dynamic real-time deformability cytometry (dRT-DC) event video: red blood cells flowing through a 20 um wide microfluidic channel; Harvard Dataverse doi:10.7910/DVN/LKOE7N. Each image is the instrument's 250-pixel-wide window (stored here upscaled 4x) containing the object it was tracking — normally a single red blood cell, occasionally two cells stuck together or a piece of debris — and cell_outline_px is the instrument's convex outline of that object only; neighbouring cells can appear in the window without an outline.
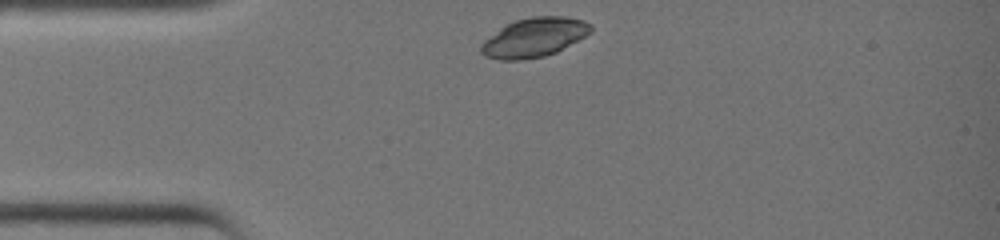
{"species": "common noctule bat (a hibernating species)", "species_latin": "Nyctalus noctula", "temperature_condition": "warm", "stored_images_in_passage": 24, "camera_frame_rate_fps": 3000, "um_per_image_px": 0.085, "animal": {"sex": "female", "body_mass_g": 19.0, "forearm_length_mm": 51.5}, "frame": {"image": 1, "passage_image": 1, "time_ms": 0.0, "image_size_px": [1000, 240], "cell_outline_px": [[592, 32], [556, 52], [544, 56], [520, 60], [500, 60], [484, 56], [480, 52], [480, 44], [484, 40], [500, 28], [516, 20], [532, 16], [568, 16], [584, 20], [592, 24]], "centroid_in_image_um": [45.41, 3.18], "position_along_channel_um": 39.6, "area_um2": 25.09}}
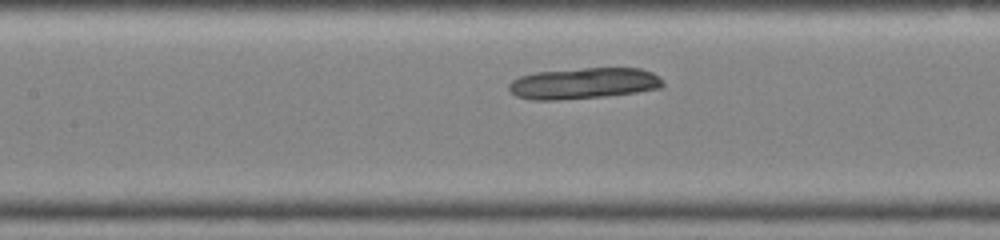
{"frame": {"image": 2, "passage_image": 10, "time_ms": 3.0, "image_size_px": [1000, 240], "cell_outline_px": [[664, 84], [660, 88], [636, 92], [608, 96], [556, 100], [532, 100], [516, 96], [508, 88], [508, 84], [512, 80], [520, 76], [536, 72], [584, 68], [640, 68], [652, 72], [660, 76], [664, 80]], "centroid_in_image_um": [49.63, 7.08], "position_along_channel_um": 157.8, "area_um2": 28.09}}
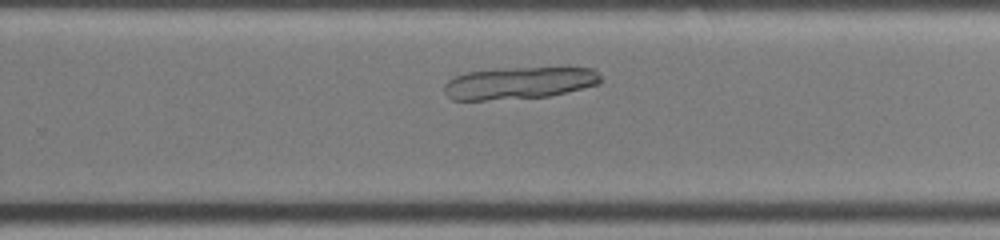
{"frame": {"image": 3, "passage_image": 18, "time_ms": 5.667, "image_size_px": [1000, 240], "cell_outline_px": [[600, 84], [548, 96], [484, 100], [452, 100], [444, 92], [444, 84], [448, 80], [456, 76], [468, 72], [496, 68], [592, 68], [600, 72]], "centroid_in_image_um": [44.11, 7.05], "position_along_channel_um": 285.7, "area_um2": 29.13}}